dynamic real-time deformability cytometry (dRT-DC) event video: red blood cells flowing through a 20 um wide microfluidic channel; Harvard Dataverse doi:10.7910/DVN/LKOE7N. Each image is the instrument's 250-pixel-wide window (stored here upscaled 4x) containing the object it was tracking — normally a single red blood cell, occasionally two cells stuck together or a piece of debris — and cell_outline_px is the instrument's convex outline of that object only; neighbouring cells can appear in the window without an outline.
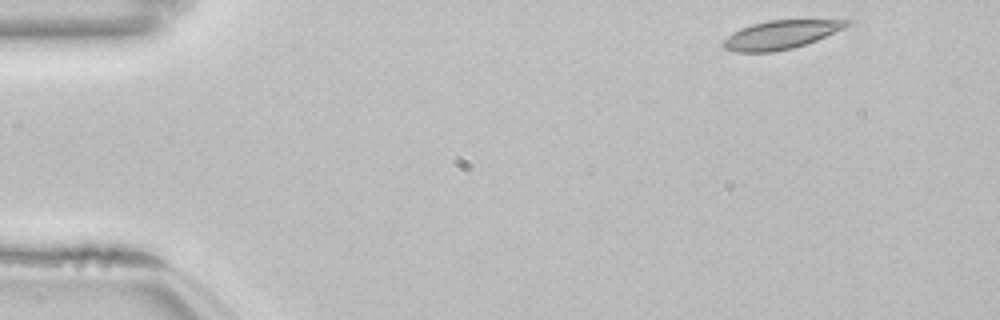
{"species": "common noctule bat (a hibernating species)", "species_latin": "Nyctalus noctula", "temperature_condition": "room temperature", "stored_images_in_passage": 49, "camera_frame_rate_fps": 3000, "um_per_image_px": 0.085, "animal": {"sex": "female", "body_mass_g": 22.7, "forearm_length_mm": 54.2}, "frame": {"image": 1, "passage_image": 1, "time_ms": 0.0, "image_size_px": [1000, 320], "cell_outline_px": [[852, 24], [844, 28], [816, 40], [792, 48], [772, 52], [736, 52], [724, 48], [724, 40], [732, 32], [740, 28], [752, 24], [768, 20], [852, 20]], "centroid_in_image_um": [66.36, 2.94], "position_along_channel_um": 18.6, "area_um2": 20.35}}
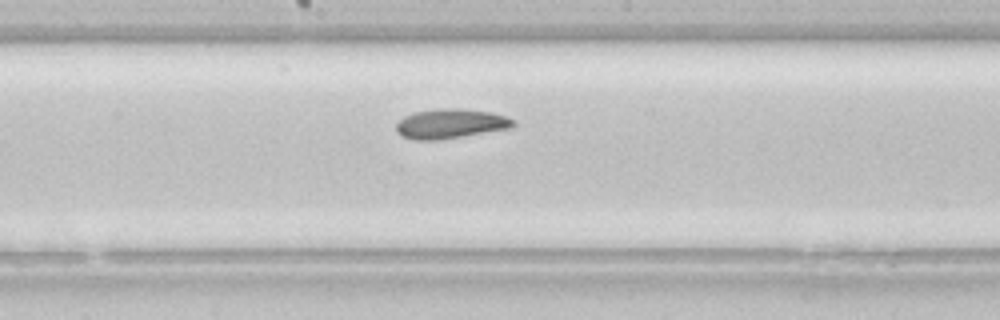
{"frame": {"image": 2, "passage_image": 24, "time_ms": 7.667, "image_size_px": [1000, 320], "cell_outline_px": [[516, 124], [512, 128], [440, 140], [412, 140], [400, 136], [396, 132], [396, 124], [404, 116], [416, 112], [436, 108], [460, 108], [492, 112], [504, 116], [512, 120]], "centroid_in_image_um": [38.26, 10.52], "position_along_channel_um": 209.9, "area_um2": 20.4}}
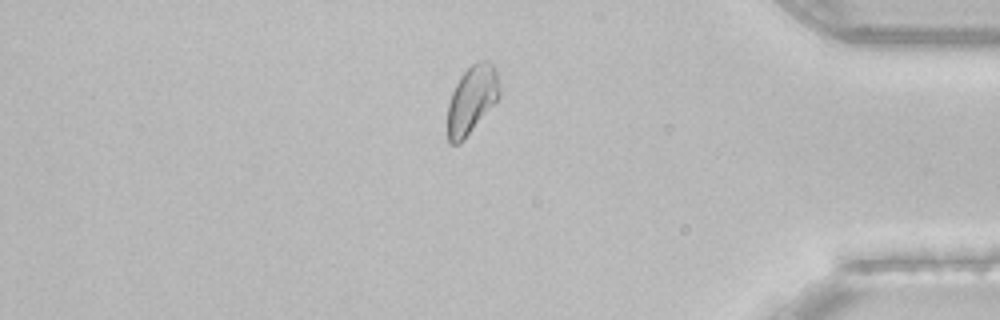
{"frame": {"image": 3, "passage_image": 41, "time_ms": 13.333, "image_size_px": [1000, 320], "cell_outline_px": [[500, 96], [464, 140], [460, 144], [452, 144], [448, 140], [448, 104], [452, 92], [460, 76], [472, 64], [480, 60], [488, 60], [496, 68], [500, 92]], "centroid_in_image_um": [40.1, 8.46], "position_along_channel_um": 395.1, "area_um2": 20.4}, "authors_computed_cell_mechanics": {"area_um2": 20.6924, "velocity_mm_per_s": 3.8127, "shape_relaxation_time_tau1_ms": null, "shape_relaxation_time_tau2_ms": 4.3306, "deformation_change_tau1": null, "deformation_change_tau2": 0.0671}}